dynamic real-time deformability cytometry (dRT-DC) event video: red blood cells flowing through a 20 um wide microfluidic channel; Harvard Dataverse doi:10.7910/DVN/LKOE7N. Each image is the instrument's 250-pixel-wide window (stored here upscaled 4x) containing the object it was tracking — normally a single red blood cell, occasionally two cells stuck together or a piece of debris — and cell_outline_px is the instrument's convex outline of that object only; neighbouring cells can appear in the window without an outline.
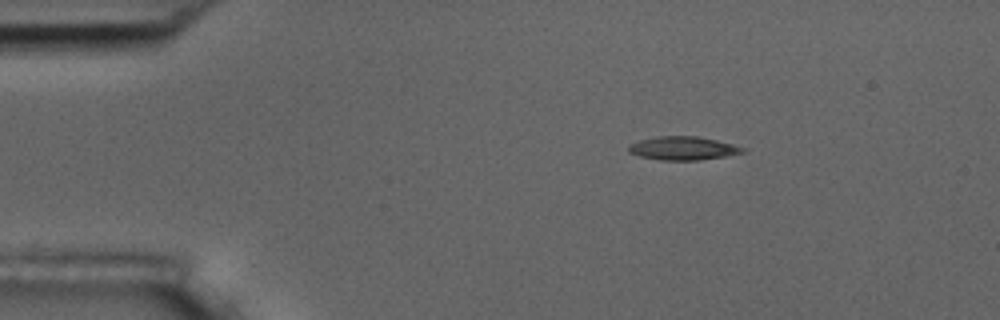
{"species": "common noctule bat (a hibernating species)", "species_latin": "Nyctalus noctula", "temperature_condition": "room temperature", "stored_images_in_passage": 3, "camera_frame_rate_fps": 3000, "um_per_image_px": 0.085, "animal": {"sex": "male", "body_mass_g": 17.5, "forearm_length_mm": 52.3}, "frame": {"image": 1, "passage_image": 1, "time_ms": 0.0, "image_size_px": [1000, 320], "cell_outline_px": [[748, 148], [744, 152], [724, 156], [700, 160], [660, 160], [640, 156], [628, 152], [628, 144], [640, 140], [656, 136], [696, 136], [716, 140]], "centroid_in_image_um": [58.04, 12.6], "position_along_channel_um": 27.0, "area_um2": 15.61}}